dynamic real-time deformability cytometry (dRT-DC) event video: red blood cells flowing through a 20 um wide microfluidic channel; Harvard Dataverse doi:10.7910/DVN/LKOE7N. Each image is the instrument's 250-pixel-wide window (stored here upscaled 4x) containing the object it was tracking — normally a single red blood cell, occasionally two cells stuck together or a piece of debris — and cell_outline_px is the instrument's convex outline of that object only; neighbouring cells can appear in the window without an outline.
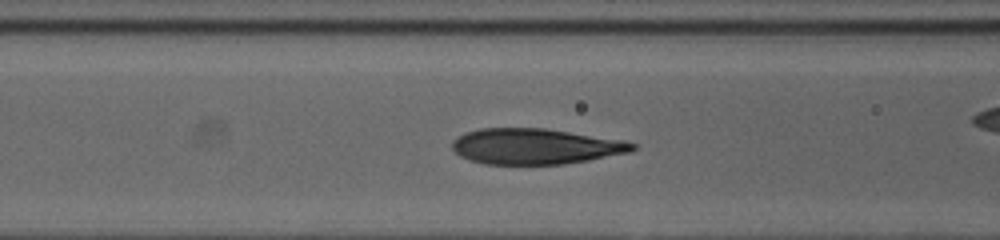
{"species": "human", "species_latin": "Homo sapiens", "temperature_condition": "cold", "stored_images_in_passage": 35, "camera_frame_rate_fps": 3000, "um_per_image_px": 0.085, "donor": {"sex": "female"}, "frame": {"image": 1, "passage_image": 10, "time_ms": 3.0, "image_size_px": [1000, 240], "cell_outline_px": [[636, 148], [632, 152], [588, 160], [564, 164], [484, 164], [468, 160], [460, 156], [452, 148], [452, 144], [460, 136], [468, 132], [480, 128], [544, 128], [624, 140], [636, 144]], "centroid_in_image_um": [45.54, 12.45], "position_along_channel_um": 121.1, "area_um2": 37.4}}
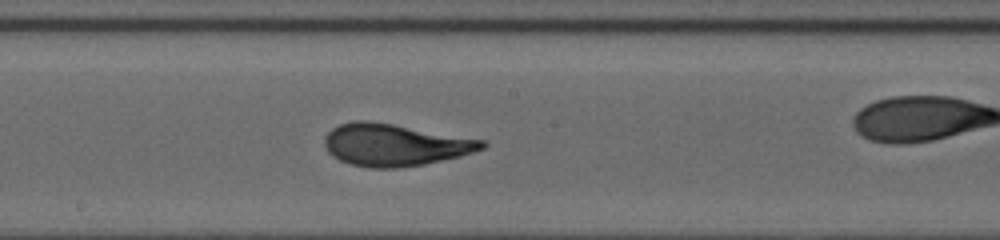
{"frame": {"image": 2, "passage_image": 17, "time_ms": 5.333, "image_size_px": [1000, 240], "cell_outline_px": [[488, 144], [484, 148], [460, 156], [424, 164], [396, 168], [368, 168], [348, 164], [332, 156], [328, 152], [324, 144], [324, 136], [332, 128], [340, 124], [352, 120], [368, 120], [392, 124], [484, 140]], "centroid_in_image_um": [33.5, 12.32], "position_along_channel_um": 214.7, "area_um2": 38.61}}
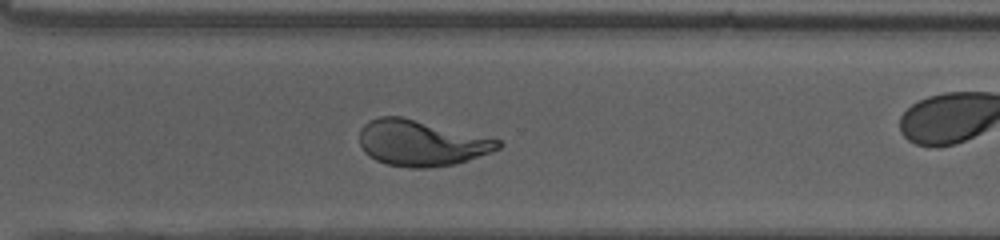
{"frame": {"image": 3, "passage_image": 26, "time_ms": 8.333, "image_size_px": [1000, 240], "cell_outline_px": [[504, 144], [500, 148], [492, 152], [456, 164], [428, 168], [408, 168], [388, 164], [376, 160], [368, 156], [364, 152], [360, 144], [360, 128], [368, 120], [380, 116], [400, 116], [500, 140]], "centroid_in_image_um": [35.78, 12.17], "position_along_channel_um": 334.8, "area_um2": 36.99}, "authors_computed_cell_mechanics": {"area_um2": 38.148, "velocity_mm_per_s": 4.0174, "shape_relaxation_time_tau1_ms": 6.5853, "shape_relaxation_time_tau2_ms": 0.9046, "deformation_change_tau1": 0.2625, "deformation_change_tau2": 0.0628}}